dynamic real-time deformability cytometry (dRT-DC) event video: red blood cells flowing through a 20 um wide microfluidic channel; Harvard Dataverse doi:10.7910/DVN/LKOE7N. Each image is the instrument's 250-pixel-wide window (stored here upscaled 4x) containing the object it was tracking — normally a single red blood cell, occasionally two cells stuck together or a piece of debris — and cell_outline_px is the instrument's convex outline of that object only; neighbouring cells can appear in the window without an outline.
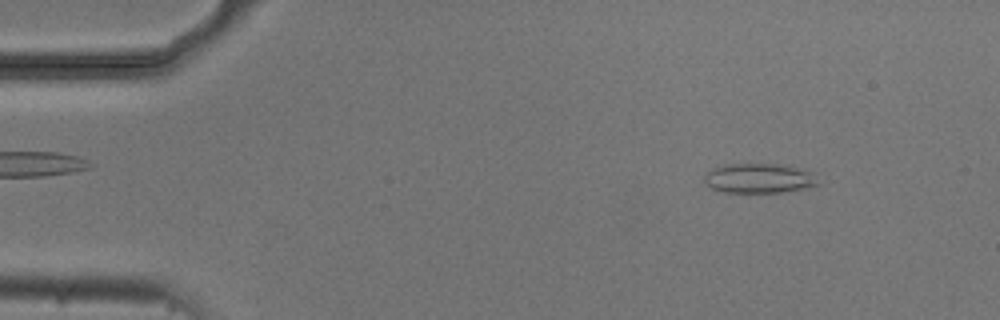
{"species": "common noctule bat (a hibernating species)", "species_latin": "Nyctalus noctula", "temperature_condition": "cold", "stored_images_in_passage": 53, "camera_frame_rate_fps": 3000, "um_per_image_px": 0.085, "animal": {"sex": "male", "body_mass_g": 20.5, "forearm_length_mm": 52.5}, "frame": {"image": 1, "passage_image": 6, "time_ms": 1.667, "image_size_px": [1000, 320], "cell_outline_px": [[820, 184], [780, 192], [724, 192], [712, 188], [704, 184], [704, 176], [708, 172], [724, 164], [788, 164], [816, 172]], "centroid_in_image_um": [64.58, 15.13], "position_along_channel_um": 20.4, "area_um2": 19.83}}
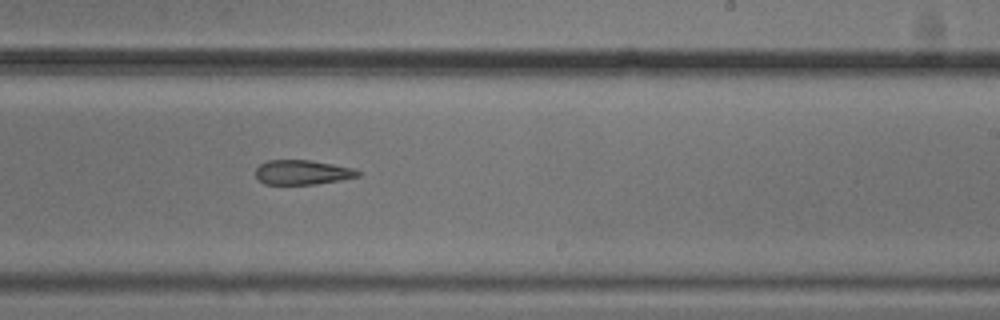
{"frame": {"image": 2, "passage_image": 32, "time_ms": 10.333, "image_size_px": [1000, 320], "cell_outline_px": [[360, 176], [340, 180], [316, 184], [264, 184], [256, 176], [256, 168], [260, 164], [268, 160], [312, 160], [352, 168], [360, 172]], "centroid_in_image_um": [25.69, 14.64], "position_along_channel_um": 263.3, "area_um2": 14.57}}
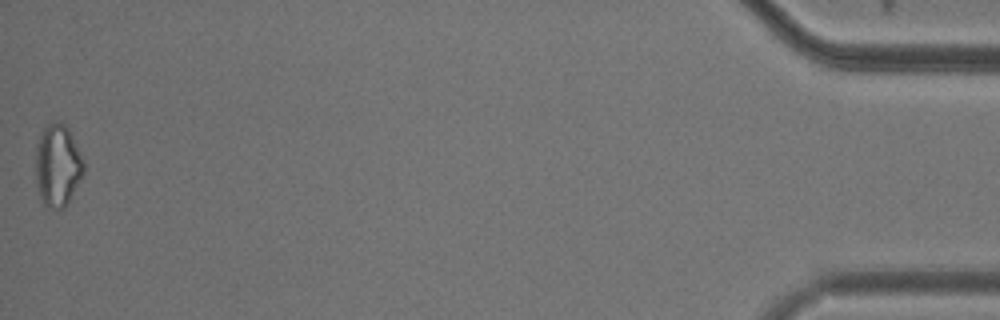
{"frame": {"image": 3, "passage_image": 53, "time_ms": 17.333, "image_size_px": [1000, 320], "cell_outline_px": [[84, 172], [64, 208], [56, 208], [44, 204], [36, 180], [36, 148], [40, 132], [48, 124], [56, 120], [64, 124], [68, 128], [84, 160]], "centroid_in_image_um": [4.9, 14.0], "position_along_channel_um": 430.3, "area_um2": 22.6}, "authors_computed_cell_mechanics": {"area_um2": 17.629, "velocity_mm_per_s": 3.7516, "shape_relaxation_time_tau1_ms": null, "shape_relaxation_time_tau2_ms": 7.5188, "deformation_change_tau1": null, "deformation_change_tau2": 0.1615}}